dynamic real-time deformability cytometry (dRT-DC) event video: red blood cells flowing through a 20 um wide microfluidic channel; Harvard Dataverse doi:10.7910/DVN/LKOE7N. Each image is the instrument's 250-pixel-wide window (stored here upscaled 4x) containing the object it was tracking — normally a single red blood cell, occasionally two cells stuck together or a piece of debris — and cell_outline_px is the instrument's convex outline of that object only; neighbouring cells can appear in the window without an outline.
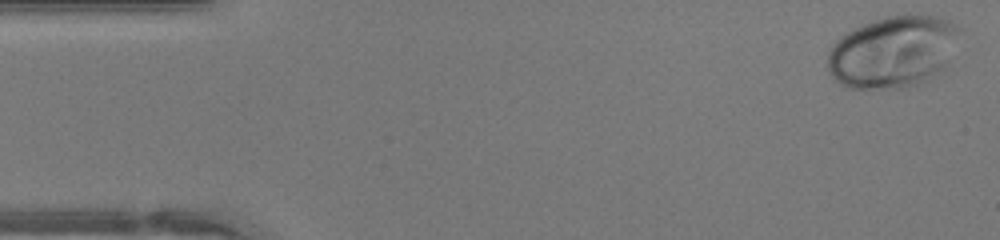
{"species": "human", "species_latin": "Homo sapiens", "temperature_condition": "warm", "stored_images_in_passage": 39, "camera_frame_rate_fps": 3000, "um_per_image_px": 0.085, "donor": {"sex": "female"}, "frame": {"image": 1, "passage_image": 1, "time_ms": 0.0, "image_size_px": [1000, 240], "cell_outline_px": [[964, 28], [948, 60], [928, 80], [908, 88], [848, 88], [832, 80], [828, 72], [828, 52], [832, 44], [840, 36], [872, 20], [888, 16], [908, 12], [936, 16], [948, 20]], "centroid_in_image_um": [75.9, 4.38], "position_along_channel_um": 9.1, "area_um2": 55.95}}
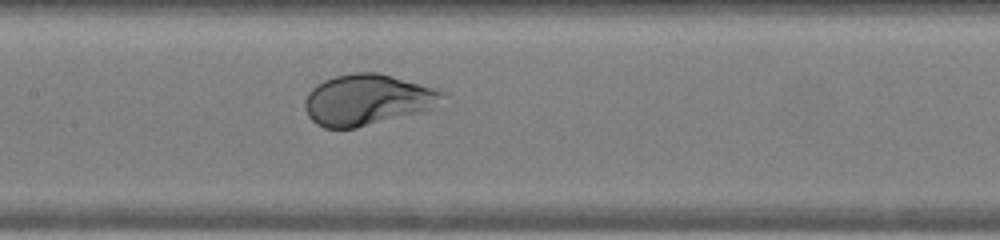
{"frame": {"image": 2, "passage_image": 21, "time_ms": 6.667, "image_size_px": [1000, 240], "cell_outline_px": [[444, 96], [432, 108], [356, 128], [324, 128], [316, 124], [308, 116], [304, 108], [304, 100], [308, 92], [316, 84], [324, 80], [336, 76], [352, 72], [376, 72], [440, 88], [444, 92]], "centroid_in_image_um": [31.18, 8.46], "position_along_channel_um": 176.2, "area_um2": 40.69}}
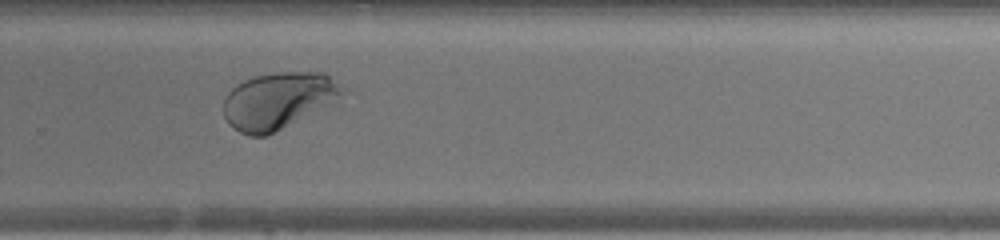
{"frame": {"image": 3, "passage_image": 30, "time_ms": 9.667, "image_size_px": [1000, 240], "cell_outline_px": [[352, 92], [340, 104], [264, 136], [248, 136], [232, 128], [228, 124], [224, 116], [224, 96], [236, 84], [244, 80], [256, 76], [280, 72], [324, 72], [348, 88]], "centroid_in_image_um": [23.83, 8.56], "position_along_channel_um": 306.0, "area_um2": 40.98}, "authors_computed_cell_mechanics": {"area_um2": 42.6564, "velocity_mm_per_s": 4.3461, "shape_relaxation_time_tau1_ms": 2.3946, "shape_relaxation_time_tau2_ms": null, "deformation_change_tau1": 0.1589, "deformation_change_tau2": null}}